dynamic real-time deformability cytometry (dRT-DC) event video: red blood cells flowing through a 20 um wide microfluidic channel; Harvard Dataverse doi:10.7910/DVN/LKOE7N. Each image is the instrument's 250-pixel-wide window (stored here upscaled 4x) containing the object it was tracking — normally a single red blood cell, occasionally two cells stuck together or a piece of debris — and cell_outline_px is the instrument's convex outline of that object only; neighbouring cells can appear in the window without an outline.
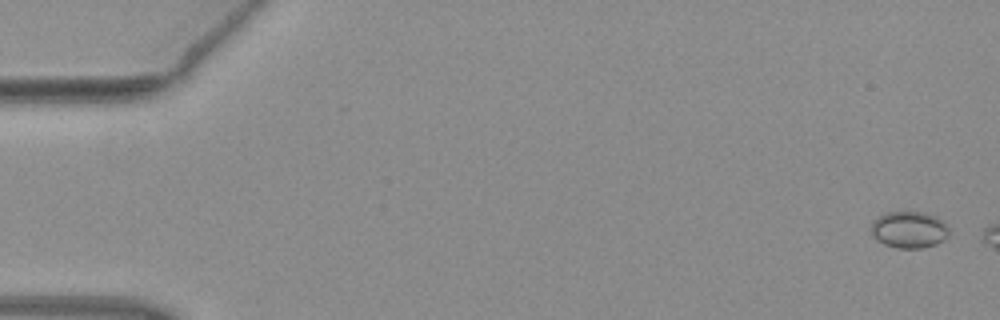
{"species": "common noctule bat (a hibernating species)", "species_latin": "Nyctalus noctula", "temperature_condition": "warm", "stored_images_in_passage": 6, "camera_frame_rate_fps": 3000, "um_per_image_px": 0.085, "animal": {"sex": "female", "body_mass_g": 19.3, "forearm_length_mm": 54.1}, "frame": {"image": 1, "passage_image": 1, "time_ms": 0.0, "image_size_px": [1000, 320], "cell_outline_px": [[948, 236], [944, 240], [936, 244], [920, 248], [896, 248], [884, 244], [872, 236], [872, 220], [888, 212], [924, 212], [936, 216], [948, 228]], "centroid_in_image_um": [77.26, 19.53], "position_along_channel_um": 7.7, "area_um2": 16.53}}